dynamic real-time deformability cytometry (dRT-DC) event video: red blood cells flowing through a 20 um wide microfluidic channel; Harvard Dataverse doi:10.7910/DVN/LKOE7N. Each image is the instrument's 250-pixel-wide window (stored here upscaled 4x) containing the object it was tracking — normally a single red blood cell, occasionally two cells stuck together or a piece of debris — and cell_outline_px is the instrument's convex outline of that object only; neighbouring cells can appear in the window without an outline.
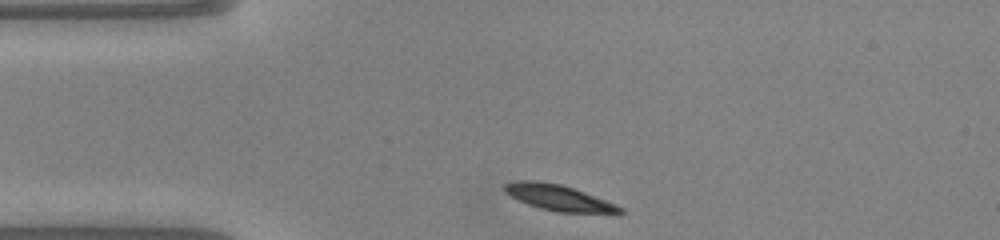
{"species": "common noctule bat (a hibernating species)", "species_latin": "Nyctalus noctula", "temperature_condition": "warm", "stored_images_in_passage": 40, "camera_frame_rate_fps": 3000, "um_per_image_px": 0.085, "animal": {"sex": "male", "body_mass_g": 20.0, "forearm_length_mm": 53.3}, "frame": {"image": 1, "passage_image": 1, "time_ms": 0.0, "image_size_px": [1000, 240], "cell_outline_px": [[624, 212], [556, 212], [540, 208], [528, 204], [504, 192], [504, 184], [516, 180], [536, 180], [560, 184], [584, 192], [616, 204], [624, 208]], "centroid_in_image_um": [47.44, 16.79], "position_along_channel_um": 37.6, "area_um2": 16.99}}
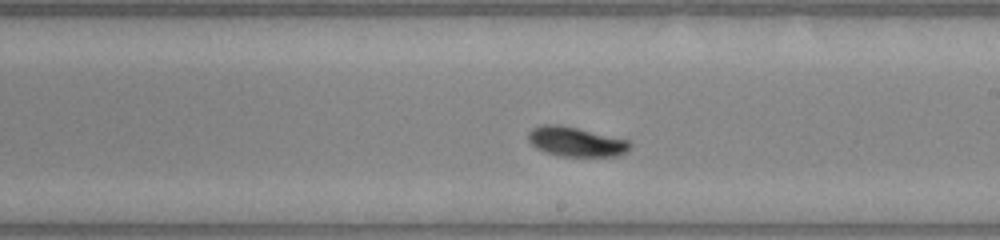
{"frame": {"image": 2, "passage_image": 18, "time_ms": 5.667, "image_size_px": [1000, 240], "cell_outline_px": [[632, 148], [628, 152], [620, 156], [560, 156], [544, 152], [536, 148], [528, 140], [528, 132], [532, 128], [540, 124], [560, 124], [632, 140]], "centroid_in_image_um": [49.01, 12.04], "position_along_channel_um": 240.0, "area_um2": 18.03}}
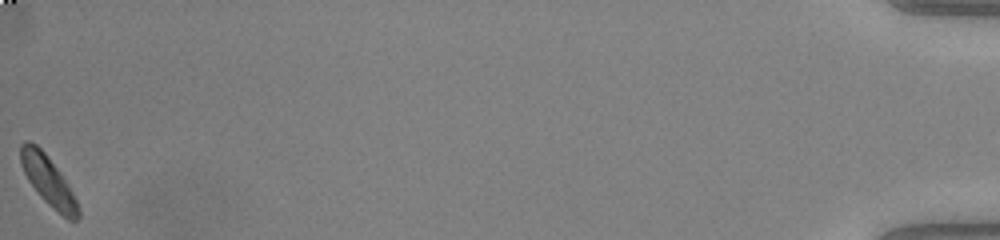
{"frame": {"image": 3, "passage_image": 40, "time_ms": 13.0, "image_size_px": [1000, 240], "cell_outline_px": [[80, 216], [76, 220], [68, 220], [48, 204], [40, 196], [28, 180], [20, 164], [20, 144], [24, 140], [28, 140], [36, 144], [44, 152], [56, 168], [72, 192], [80, 208]], "centroid_in_image_um": [4.07, 15.36], "position_along_channel_um": 431.1, "area_um2": 16.3}, "authors_computed_cell_mechanics": {"area_um2": 16.9643, "velocity_mm_per_s": 4.0414, "shape_relaxation_time_tau1_ms": 3.9678, "shape_relaxation_time_tau2_ms": 8.6432, "deformation_change_tau1": 0.1624, "deformation_change_tau2": 0.114}}